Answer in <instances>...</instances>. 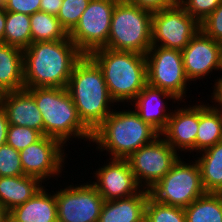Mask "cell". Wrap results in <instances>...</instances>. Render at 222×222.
<instances>
[{"instance_id":"7a4b0ae2","label":"cell","mask_w":222,"mask_h":222,"mask_svg":"<svg viewBox=\"0 0 222 222\" xmlns=\"http://www.w3.org/2000/svg\"><path fill=\"white\" fill-rule=\"evenodd\" d=\"M66 89L80 120L91 132L114 110L111 106L116 103L108 92L103 72L89 55H83L76 63Z\"/></svg>"},{"instance_id":"836d02e7","label":"cell","mask_w":222,"mask_h":222,"mask_svg":"<svg viewBox=\"0 0 222 222\" xmlns=\"http://www.w3.org/2000/svg\"><path fill=\"white\" fill-rule=\"evenodd\" d=\"M0 3L6 11L32 15L40 11L41 0H2Z\"/></svg>"},{"instance_id":"4fadbf2b","label":"cell","mask_w":222,"mask_h":222,"mask_svg":"<svg viewBox=\"0 0 222 222\" xmlns=\"http://www.w3.org/2000/svg\"><path fill=\"white\" fill-rule=\"evenodd\" d=\"M63 146L58 139L43 135L19 151L24 174L38 178L43 184L46 178L58 177L64 170V160L67 158Z\"/></svg>"},{"instance_id":"d590c367","label":"cell","mask_w":222,"mask_h":222,"mask_svg":"<svg viewBox=\"0 0 222 222\" xmlns=\"http://www.w3.org/2000/svg\"><path fill=\"white\" fill-rule=\"evenodd\" d=\"M63 0H41L40 11L57 16Z\"/></svg>"},{"instance_id":"e575fe53","label":"cell","mask_w":222,"mask_h":222,"mask_svg":"<svg viewBox=\"0 0 222 222\" xmlns=\"http://www.w3.org/2000/svg\"><path fill=\"white\" fill-rule=\"evenodd\" d=\"M125 1L130 4L136 5L141 9L150 11L152 13L170 8L176 3L174 0H125Z\"/></svg>"},{"instance_id":"f546056e","label":"cell","mask_w":222,"mask_h":222,"mask_svg":"<svg viewBox=\"0 0 222 222\" xmlns=\"http://www.w3.org/2000/svg\"><path fill=\"white\" fill-rule=\"evenodd\" d=\"M42 136L39 131L29 127L9 125L6 144L12 146L15 150L21 151L38 141Z\"/></svg>"},{"instance_id":"6da1fadb","label":"cell","mask_w":222,"mask_h":222,"mask_svg":"<svg viewBox=\"0 0 222 222\" xmlns=\"http://www.w3.org/2000/svg\"><path fill=\"white\" fill-rule=\"evenodd\" d=\"M83 53L69 38L32 42L23 50L24 88H66Z\"/></svg>"},{"instance_id":"484cf974","label":"cell","mask_w":222,"mask_h":222,"mask_svg":"<svg viewBox=\"0 0 222 222\" xmlns=\"http://www.w3.org/2000/svg\"><path fill=\"white\" fill-rule=\"evenodd\" d=\"M30 27L32 42L59 41L69 36L57 16L43 11L30 15Z\"/></svg>"},{"instance_id":"1f68e13d","label":"cell","mask_w":222,"mask_h":222,"mask_svg":"<svg viewBox=\"0 0 222 222\" xmlns=\"http://www.w3.org/2000/svg\"><path fill=\"white\" fill-rule=\"evenodd\" d=\"M178 3L201 23L222 3V0H180Z\"/></svg>"},{"instance_id":"60d3db41","label":"cell","mask_w":222,"mask_h":222,"mask_svg":"<svg viewBox=\"0 0 222 222\" xmlns=\"http://www.w3.org/2000/svg\"><path fill=\"white\" fill-rule=\"evenodd\" d=\"M211 107L214 109H217L220 112L221 117H222V105H218V106L211 105Z\"/></svg>"},{"instance_id":"4dcf8cb0","label":"cell","mask_w":222,"mask_h":222,"mask_svg":"<svg viewBox=\"0 0 222 222\" xmlns=\"http://www.w3.org/2000/svg\"><path fill=\"white\" fill-rule=\"evenodd\" d=\"M25 175L20 153L7 144L0 146V177H15Z\"/></svg>"},{"instance_id":"4316f807","label":"cell","mask_w":222,"mask_h":222,"mask_svg":"<svg viewBox=\"0 0 222 222\" xmlns=\"http://www.w3.org/2000/svg\"><path fill=\"white\" fill-rule=\"evenodd\" d=\"M31 43L30 15L6 11L4 44L25 50Z\"/></svg>"},{"instance_id":"f35d334b","label":"cell","mask_w":222,"mask_h":222,"mask_svg":"<svg viewBox=\"0 0 222 222\" xmlns=\"http://www.w3.org/2000/svg\"><path fill=\"white\" fill-rule=\"evenodd\" d=\"M6 23V10L0 3V43H4V30Z\"/></svg>"},{"instance_id":"ab89813d","label":"cell","mask_w":222,"mask_h":222,"mask_svg":"<svg viewBox=\"0 0 222 222\" xmlns=\"http://www.w3.org/2000/svg\"><path fill=\"white\" fill-rule=\"evenodd\" d=\"M9 211L0 203V222H9Z\"/></svg>"},{"instance_id":"52a82bcc","label":"cell","mask_w":222,"mask_h":222,"mask_svg":"<svg viewBox=\"0 0 222 222\" xmlns=\"http://www.w3.org/2000/svg\"><path fill=\"white\" fill-rule=\"evenodd\" d=\"M186 163L181 158L170 171L150 190V196L159 203L185 208L206 192L203 189L200 169L195 160Z\"/></svg>"},{"instance_id":"5b68a950","label":"cell","mask_w":222,"mask_h":222,"mask_svg":"<svg viewBox=\"0 0 222 222\" xmlns=\"http://www.w3.org/2000/svg\"><path fill=\"white\" fill-rule=\"evenodd\" d=\"M35 99L44 122V135L58 139L64 147L73 138L88 139L92 132L80 120L77 109L66 88H26ZM72 138V139H70Z\"/></svg>"},{"instance_id":"d6a6232c","label":"cell","mask_w":222,"mask_h":222,"mask_svg":"<svg viewBox=\"0 0 222 222\" xmlns=\"http://www.w3.org/2000/svg\"><path fill=\"white\" fill-rule=\"evenodd\" d=\"M200 30L222 44V3L200 23Z\"/></svg>"},{"instance_id":"277c9868","label":"cell","mask_w":222,"mask_h":222,"mask_svg":"<svg viewBox=\"0 0 222 222\" xmlns=\"http://www.w3.org/2000/svg\"><path fill=\"white\" fill-rule=\"evenodd\" d=\"M89 56L101 68L108 92L116 103L132 102L147 85L144 54L99 48Z\"/></svg>"},{"instance_id":"9a60e30c","label":"cell","mask_w":222,"mask_h":222,"mask_svg":"<svg viewBox=\"0 0 222 222\" xmlns=\"http://www.w3.org/2000/svg\"><path fill=\"white\" fill-rule=\"evenodd\" d=\"M222 44L205 35L201 30L181 50L183 66L189 81L206 78L220 71Z\"/></svg>"},{"instance_id":"e0dca14e","label":"cell","mask_w":222,"mask_h":222,"mask_svg":"<svg viewBox=\"0 0 222 222\" xmlns=\"http://www.w3.org/2000/svg\"><path fill=\"white\" fill-rule=\"evenodd\" d=\"M164 99L179 102L178 98L172 93L147 84L131 102L140 118L149 123L159 133L166 128L169 116L172 114L171 111H173V109H170V111L166 109L168 103L164 102Z\"/></svg>"},{"instance_id":"f1b7e54d","label":"cell","mask_w":222,"mask_h":222,"mask_svg":"<svg viewBox=\"0 0 222 222\" xmlns=\"http://www.w3.org/2000/svg\"><path fill=\"white\" fill-rule=\"evenodd\" d=\"M90 0H63L57 18L69 34L78 24Z\"/></svg>"},{"instance_id":"7c38bea8","label":"cell","mask_w":222,"mask_h":222,"mask_svg":"<svg viewBox=\"0 0 222 222\" xmlns=\"http://www.w3.org/2000/svg\"><path fill=\"white\" fill-rule=\"evenodd\" d=\"M77 185L56 191L58 222H98L105 200L91 181Z\"/></svg>"},{"instance_id":"5bb4252c","label":"cell","mask_w":222,"mask_h":222,"mask_svg":"<svg viewBox=\"0 0 222 222\" xmlns=\"http://www.w3.org/2000/svg\"><path fill=\"white\" fill-rule=\"evenodd\" d=\"M109 162L94 173L92 184L105 201L138 194L142 188L137 183L127 159L109 158Z\"/></svg>"},{"instance_id":"b9f144b4","label":"cell","mask_w":222,"mask_h":222,"mask_svg":"<svg viewBox=\"0 0 222 222\" xmlns=\"http://www.w3.org/2000/svg\"><path fill=\"white\" fill-rule=\"evenodd\" d=\"M220 71H222V48H221V58H220Z\"/></svg>"},{"instance_id":"ac0fdd59","label":"cell","mask_w":222,"mask_h":222,"mask_svg":"<svg viewBox=\"0 0 222 222\" xmlns=\"http://www.w3.org/2000/svg\"><path fill=\"white\" fill-rule=\"evenodd\" d=\"M2 107L9 125L26 126L44 135V122L33 95L27 89L3 93Z\"/></svg>"},{"instance_id":"ffe728a7","label":"cell","mask_w":222,"mask_h":222,"mask_svg":"<svg viewBox=\"0 0 222 222\" xmlns=\"http://www.w3.org/2000/svg\"><path fill=\"white\" fill-rule=\"evenodd\" d=\"M149 196L150 192L142 189L126 198L105 201L98 222H141Z\"/></svg>"},{"instance_id":"44dd1931","label":"cell","mask_w":222,"mask_h":222,"mask_svg":"<svg viewBox=\"0 0 222 222\" xmlns=\"http://www.w3.org/2000/svg\"><path fill=\"white\" fill-rule=\"evenodd\" d=\"M42 187V182L32 176L0 177V203L11 211L32 198Z\"/></svg>"},{"instance_id":"2e32d148","label":"cell","mask_w":222,"mask_h":222,"mask_svg":"<svg viewBox=\"0 0 222 222\" xmlns=\"http://www.w3.org/2000/svg\"><path fill=\"white\" fill-rule=\"evenodd\" d=\"M189 106V107H188ZM172 111L166 128L160 133L164 140L179 151L196 152V135L199 126V104Z\"/></svg>"},{"instance_id":"83f0119b","label":"cell","mask_w":222,"mask_h":222,"mask_svg":"<svg viewBox=\"0 0 222 222\" xmlns=\"http://www.w3.org/2000/svg\"><path fill=\"white\" fill-rule=\"evenodd\" d=\"M147 222H187L184 208L166 205L148 197L145 206Z\"/></svg>"},{"instance_id":"30bf717a","label":"cell","mask_w":222,"mask_h":222,"mask_svg":"<svg viewBox=\"0 0 222 222\" xmlns=\"http://www.w3.org/2000/svg\"><path fill=\"white\" fill-rule=\"evenodd\" d=\"M119 0H90L69 38L84 54L103 48L108 41L113 10Z\"/></svg>"},{"instance_id":"603a6c76","label":"cell","mask_w":222,"mask_h":222,"mask_svg":"<svg viewBox=\"0 0 222 222\" xmlns=\"http://www.w3.org/2000/svg\"><path fill=\"white\" fill-rule=\"evenodd\" d=\"M196 162L205 192L222 193V141L201 151Z\"/></svg>"},{"instance_id":"7bdbcfd3","label":"cell","mask_w":222,"mask_h":222,"mask_svg":"<svg viewBox=\"0 0 222 222\" xmlns=\"http://www.w3.org/2000/svg\"><path fill=\"white\" fill-rule=\"evenodd\" d=\"M2 96H3V93L0 91V107L2 106Z\"/></svg>"},{"instance_id":"d6986e66","label":"cell","mask_w":222,"mask_h":222,"mask_svg":"<svg viewBox=\"0 0 222 222\" xmlns=\"http://www.w3.org/2000/svg\"><path fill=\"white\" fill-rule=\"evenodd\" d=\"M46 190L43 186L24 204L9 211V222H58L55 193Z\"/></svg>"},{"instance_id":"8d00e7d4","label":"cell","mask_w":222,"mask_h":222,"mask_svg":"<svg viewBox=\"0 0 222 222\" xmlns=\"http://www.w3.org/2000/svg\"><path fill=\"white\" fill-rule=\"evenodd\" d=\"M9 127L8 117L5 109L0 107V146L6 144L7 131Z\"/></svg>"},{"instance_id":"7402d4cb","label":"cell","mask_w":222,"mask_h":222,"mask_svg":"<svg viewBox=\"0 0 222 222\" xmlns=\"http://www.w3.org/2000/svg\"><path fill=\"white\" fill-rule=\"evenodd\" d=\"M24 89L23 50L0 43V91Z\"/></svg>"},{"instance_id":"9c48e42d","label":"cell","mask_w":222,"mask_h":222,"mask_svg":"<svg viewBox=\"0 0 222 222\" xmlns=\"http://www.w3.org/2000/svg\"><path fill=\"white\" fill-rule=\"evenodd\" d=\"M179 158L178 152L159 135L151 143L132 153L127 161L139 186L149 191Z\"/></svg>"},{"instance_id":"8fae6325","label":"cell","mask_w":222,"mask_h":222,"mask_svg":"<svg viewBox=\"0 0 222 222\" xmlns=\"http://www.w3.org/2000/svg\"><path fill=\"white\" fill-rule=\"evenodd\" d=\"M199 30L200 23L178 2L152 14V45L183 50Z\"/></svg>"},{"instance_id":"74e56055","label":"cell","mask_w":222,"mask_h":222,"mask_svg":"<svg viewBox=\"0 0 222 222\" xmlns=\"http://www.w3.org/2000/svg\"><path fill=\"white\" fill-rule=\"evenodd\" d=\"M221 77H219L217 80L215 79V84H214V90L212 92L213 95H211L212 98V102H215L213 104L217 105H222V75H220Z\"/></svg>"},{"instance_id":"cb8c5ba5","label":"cell","mask_w":222,"mask_h":222,"mask_svg":"<svg viewBox=\"0 0 222 222\" xmlns=\"http://www.w3.org/2000/svg\"><path fill=\"white\" fill-rule=\"evenodd\" d=\"M222 141V117L209 103H199V126L196 135V152L206 150Z\"/></svg>"},{"instance_id":"8992f818","label":"cell","mask_w":222,"mask_h":222,"mask_svg":"<svg viewBox=\"0 0 222 222\" xmlns=\"http://www.w3.org/2000/svg\"><path fill=\"white\" fill-rule=\"evenodd\" d=\"M152 12L125 0H119L113 10L105 48L144 54L152 46Z\"/></svg>"},{"instance_id":"d4e9b609","label":"cell","mask_w":222,"mask_h":222,"mask_svg":"<svg viewBox=\"0 0 222 222\" xmlns=\"http://www.w3.org/2000/svg\"><path fill=\"white\" fill-rule=\"evenodd\" d=\"M184 211L187 222H222V193H205Z\"/></svg>"},{"instance_id":"3957f363","label":"cell","mask_w":222,"mask_h":222,"mask_svg":"<svg viewBox=\"0 0 222 222\" xmlns=\"http://www.w3.org/2000/svg\"><path fill=\"white\" fill-rule=\"evenodd\" d=\"M160 133L143 121L133 110L112 111L92 132L96 149L108 152L113 159H127L143 145L151 143Z\"/></svg>"},{"instance_id":"ba28073f","label":"cell","mask_w":222,"mask_h":222,"mask_svg":"<svg viewBox=\"0 0 222 222\" xmlns=\"http://www.w3.org/2000/svg\"><path fill=\"white\" fill-rule=\"evenodd\" d=\"M145 57L147 84L170 92L183 101L191 82L185 73L181 50L152 45Z\"/></svg>"}]
</instances>
